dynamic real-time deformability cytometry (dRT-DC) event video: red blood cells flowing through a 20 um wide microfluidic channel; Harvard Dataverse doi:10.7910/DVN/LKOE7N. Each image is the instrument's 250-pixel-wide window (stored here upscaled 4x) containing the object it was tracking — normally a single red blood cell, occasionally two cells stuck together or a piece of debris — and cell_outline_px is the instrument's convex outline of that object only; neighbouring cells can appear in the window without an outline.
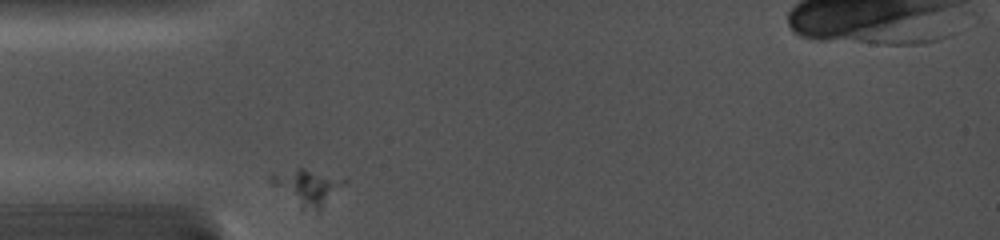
{"species": "common noctule bat (a hibernating species)", "species_latin": "Nyctalus noctula", "temperature_condition": "cold", "stored_images_in_passage": 17, "camera_frame_rate_fps": 5000, "um_per_image_px": 0.085, "animal": {"sex": "female", "body_mass_g": 19.0, "forearm_length_mm": 56.7}, "frame": {"image": 1, "passage_image": 1, "time_ms": 0.0, "image_size_px": [1000, 240], "cell_outline_px": [[332, 184], [320, 208], [316, 212], [300, 208], [272, 184], [268, 180], [272, 172], [296, 168], [304, 168], [328, 180]], "centroid_in_image_um": [25.66, 15.92], "position_along_channel_um": 59.3, "area_um2": 12.54}}
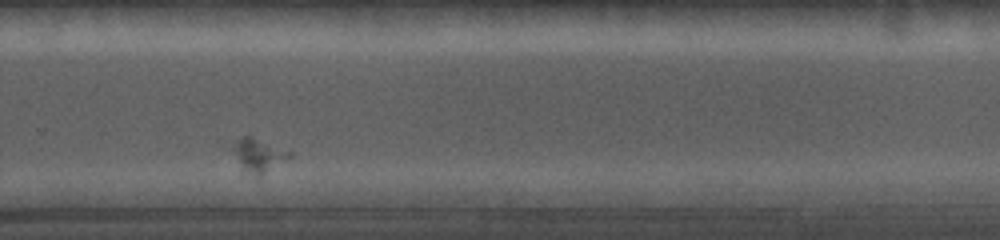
{"frame": {"image": 2, "passage_image": 13, "time_ms": 7.4, "image_size_px": [1000, 240], "cell_outline_px": [[292, 156], [260, 180], [244, 168], [236, 152], [236, 144], [244, 136], [252, 136], [292, 152]], "centroid_in_image_um": [22.14, 13.26], "position_along_channel_um": 307.7, "area_um2": 10.64}}
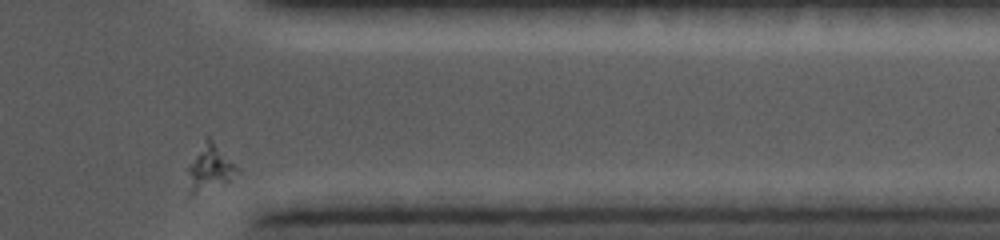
{"frame": {"image": 3, "passage_image": 17, "time_ms": 9.8, "image_size_px": [1000, 240], "cell_outline_px": [[240, 172], [228, 180], [192, 192], [188, 192], [188, 168], [208, 136], [240, 168]], "centroid_in_image_um": [17.88, 14.22], "position_along_channel_um": 393.5, "area_um2": 12.08}}